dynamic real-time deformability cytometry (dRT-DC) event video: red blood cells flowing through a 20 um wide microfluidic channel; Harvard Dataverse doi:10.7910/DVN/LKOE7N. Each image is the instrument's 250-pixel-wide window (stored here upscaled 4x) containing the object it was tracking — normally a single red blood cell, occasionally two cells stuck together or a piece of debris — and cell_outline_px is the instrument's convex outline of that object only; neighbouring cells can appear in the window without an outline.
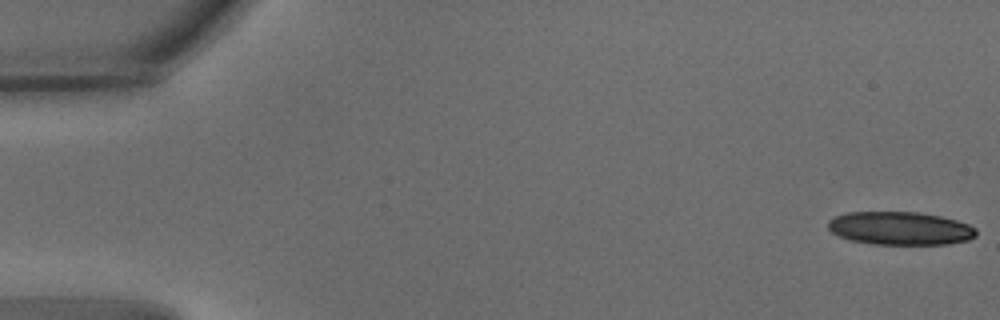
{"species": "common noctule bat (a hibernating species)", "species_latin": "Nyctalus noctula", "temperature_condition": "warm", "stored_images_in_passage": 21, "camera_frame_rate_fps": 3000, "um_per_image_px": 0.085, "animal": {"sex": "male", "body_mass_g": 15.6}, "frame": {"image": 1, "passage_image": 1, "time_ms": 0.0, "image_size_px": [1000, 320], "cell_outline_px": [[976, 236], [968, 240], [948, 244], [872, 244], [848, 240], [832, 232], [828, 228], [828, 220], [836, 216], [848, 212], [920, 212], [940, 216], [956, 220], [968, 224], [976, 228]], "centroid_in_image_um": [76.51, 19.41], "position_along_channel_um": 8.5, "area_um2": 28.73}}
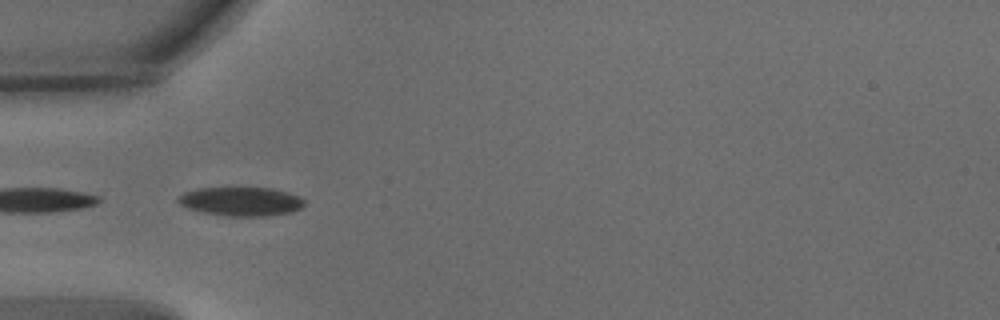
{"frame": {"image": 2, "passage_image": 18, "time_ms": 5.667, "image_size_px": [1000, 320], "cell_outline_px": [[304, 204], [300, 208], [292, 212], [264, 216], [228, 216], [204, 212], [188, 208], [180, 204], [176, 200], [184, 192], [200, 188], [272, 188], [288, 192], [300, 196], [304, 200]], "centroid_in_image_um": [20.51, 17.12], "position_along_channel_um": 64.5, "area_um2": 21.1}}